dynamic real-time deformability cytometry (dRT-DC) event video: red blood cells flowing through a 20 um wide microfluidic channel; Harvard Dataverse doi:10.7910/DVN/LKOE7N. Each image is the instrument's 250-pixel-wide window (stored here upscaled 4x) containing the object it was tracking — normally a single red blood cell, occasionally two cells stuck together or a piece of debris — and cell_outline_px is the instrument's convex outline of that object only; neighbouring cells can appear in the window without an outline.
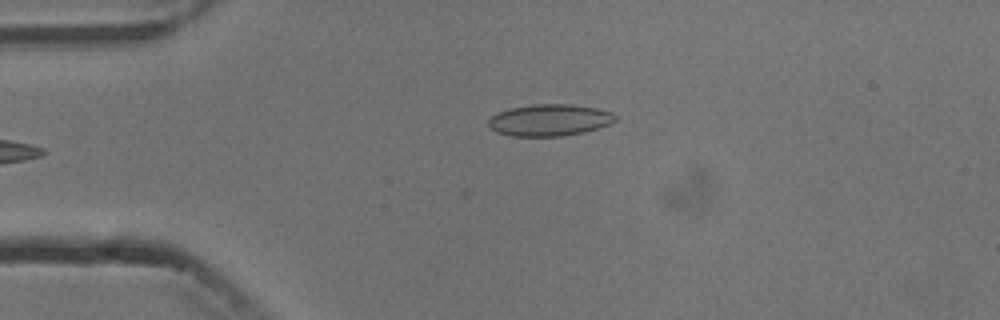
{"species": "common noctule bat (a hibernating species)", "species_latin": "Nyctalus noctula", "temperature_condition": "cold", "stored_images_in_passage": 3, "camera_frame_rate_fps": 3000, "um_per_image_px": 0.085, "animal": {"sex": "male", "body_mass_g": 13.3}, "frame": {"image": 1, "passage_image": 1, "time_ms": 0.0, "image_size_px": [1000, 320], "cell_outline_px": [[616, 120], [608, 124], [584, 132], [560, 136], [512, 136], [496, 132], [488, 128], [488, 120], [496, 112], [508, 108], [532, 104], [572, 104], [596, 108], [612, 112], [616, 116]], "centroid_in_image_um": [46.65, 10.2], "position_along_channel_um": 38.3, "area_um2": 23.58}}
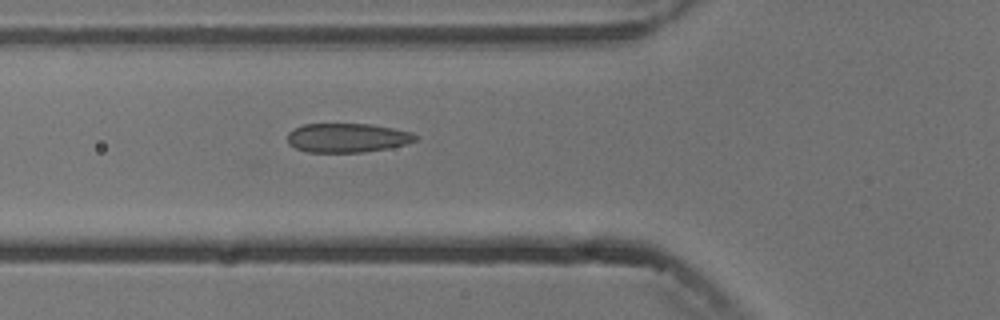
{"frame": {"image": 2, "passage_image": 3, "time_ms": 2.333, "image_size_px": [1000, 320], "cell_outline_px": [[416, 140], [404, 144], [388, 148], [364, 152], [308, 152], [296, 148], [288, 144], [288, 132], [292, 128], [304, 124], [372, 124], [412, 132], [416, 136]], "centroid_in_image_um": [29.48, 11.71], "position_along_channel_um": 96.3, "area_um2": 21.68}}